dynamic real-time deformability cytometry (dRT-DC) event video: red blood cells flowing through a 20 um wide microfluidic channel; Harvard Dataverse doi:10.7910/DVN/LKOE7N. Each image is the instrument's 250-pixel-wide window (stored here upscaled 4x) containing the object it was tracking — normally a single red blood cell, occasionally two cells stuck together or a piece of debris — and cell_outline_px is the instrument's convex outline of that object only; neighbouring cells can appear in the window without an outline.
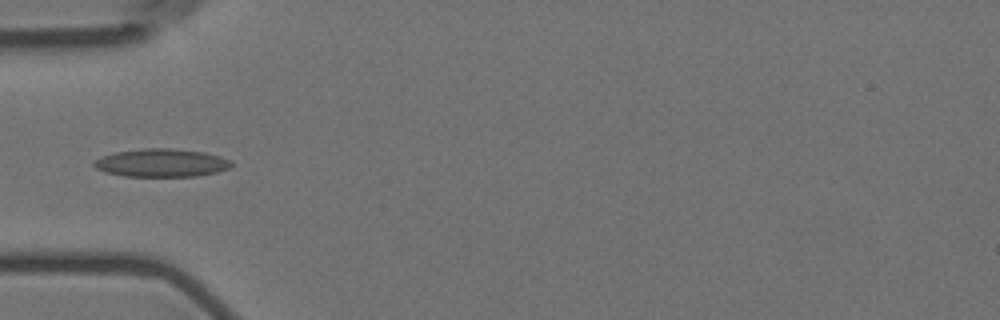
{"species": "Egyptian fruit bat (a non-hibernating species)", "species_latin": "Rousettus aegyptiacus", "temperature_condition": "room temperature", "stored_images_in_passage": 7, "camera_frame_rate_fps": 3000, "um_per_image_px": 0.085, "animal": {"sex": "female"}, "frame": {"image": 1, "passage_image": 5, "time_ms": 5.333, "image_size_px": [1000, 320], "cell_outline_px": [[232, 168], [216, 172], [196, 176], [124, 176], [104, 172], [96, 168], [92, 164], [96, 160], [104, 156], [116, 152], [144, 148], [172, 148], [204, 152], [220, 156], [232, 160]], "centroid_in_image_um": [13.77, 13.84], "position_along_channel_um": 71.2, "area_um2": 22.48}}
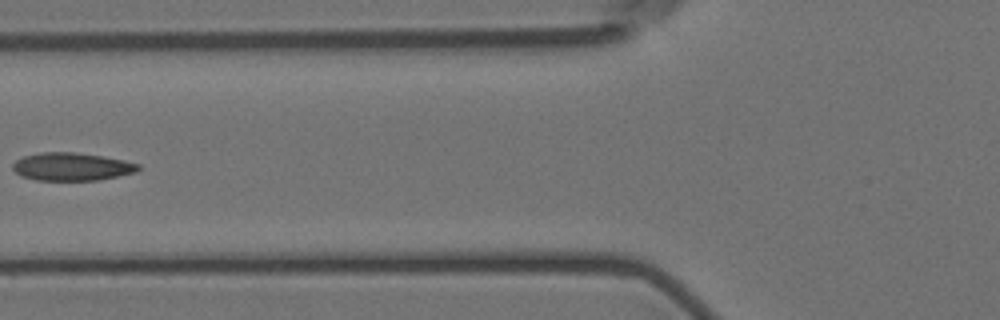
{"frame": {"image": 2, "passage_image": 6, "time_ms": 6.667, "image_size_px": [1000, 320], "cell_outline_px": [[140, 168], [136, 172], [100, 180], [36, 180], [20, 176], [12, 168], [12, 164], [16, 160], [24, 156], [40, 152], [72, 152], [104, 156], [124, 160], [140, 164]], "centroid_in_image_um": [6.1, 14.16], "position_along_channel_um": 119.7, "area_um2": 20.52}}
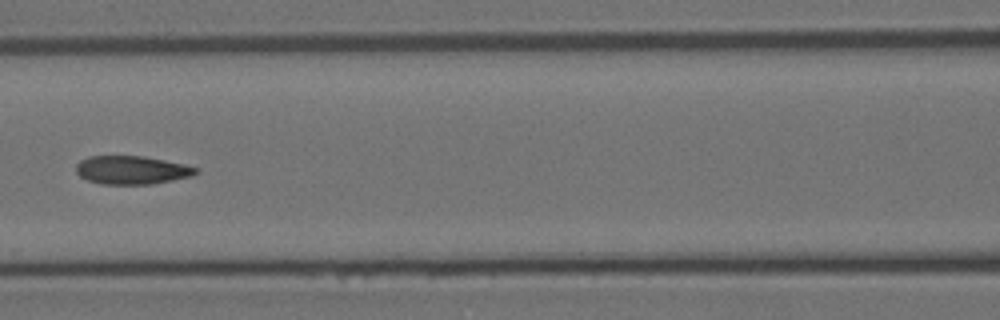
{"frame": {"image": 3, "passage_image": 7, "time_ms": 7.667, "image_size_px": [1000, 320], "cell_outline_px": [[200, 172], [192, 176], [152, 184], [100, 184], [88, 180], [80, 176], [76, 172], [76, 164], [80, 160], [88, 156], [144, 156], [184, 164], [200, 168]], "centroid_in_image_um": [11.22, 14.45], "position_along_channel_um": 155.4, "area_um2": 19.94}}